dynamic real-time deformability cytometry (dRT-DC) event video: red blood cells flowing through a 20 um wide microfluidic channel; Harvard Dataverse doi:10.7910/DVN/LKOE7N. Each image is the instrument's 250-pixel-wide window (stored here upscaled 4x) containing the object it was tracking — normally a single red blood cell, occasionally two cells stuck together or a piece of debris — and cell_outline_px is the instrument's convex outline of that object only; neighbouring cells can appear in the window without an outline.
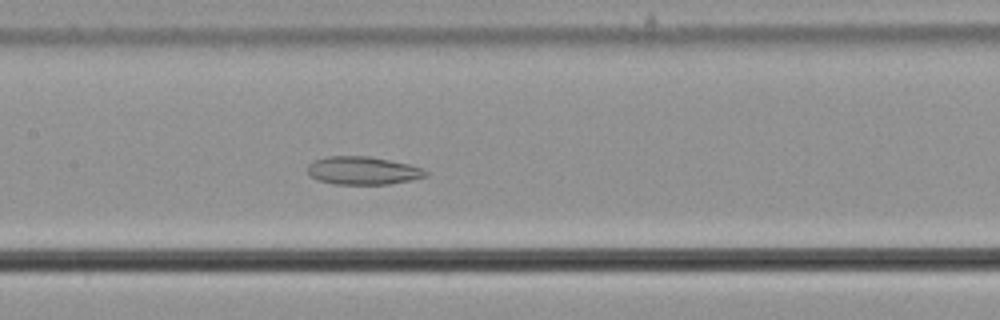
{"species": "common noctule bat (a hibernating species)", "species_latin": "Nyctalus noctula", "temperature_condition": "cold", "stored_images_in_passage": 57, "camera_frame_rate_fps": 3000, "um_per_image_px": 0.085, "animal": {"sex": "male", "body_mass_g": 21.5, "forearm_length_mm": 52.0}, "frame": {"image": 1, "passage_image": 28, "time_ms": 9.0, "image_size_px": [1000, 320], "cell_outline_px": [[428, 176], [412, 180], [388, 184], [332, 184], [316, 180], [308, 176], [308, 164], [316, 160], [328, 156], [368, 156], [408, 164], [424, 168], [428, 172]], "centroid_in_image_um": [30.84, 14.51], "position_along_channel_um": 176.6, "area_um2": 19.42}}
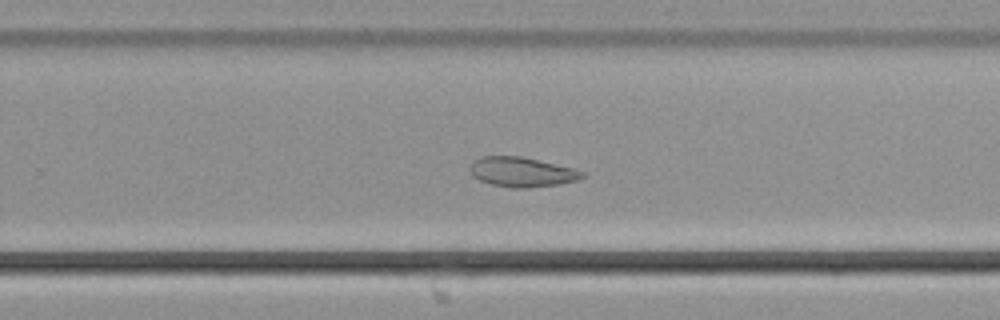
{"frame": {"image": 2, "passage_image": 37, "time_ms": 12.0, "image_size_px": [1000, 320], "cell_outline_px": [[584, 176], [576, 180], [560, 184], [528, 188], [512, 188], [492, 184], [480, 180], [472, 176], [468, 168], [472, 160], [480, 156], [520, 156], [572, 168], [584, 172]], "centroid_in_image_um": [44.29, 14.62], "position_along_channel_um": 285.5, "area_um2": 19.42}}
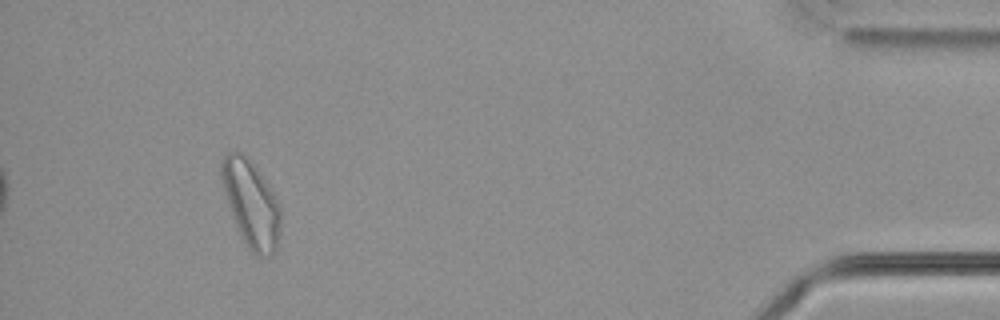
{"frame": {"image": 3, "passage_image": 53, "time_ms": 17.333, "image_size_px": [1000, 320], "cell_outline_px": [[280, 224], [276, 248], [268, 256], [256, 256], [248, 248], [236, 224], [224, 196], [220, 180], [220, 164], [224, 156], [228, 152], [244, 152], [252, 160], [280, 204]], "centroid_in_image_um": [21.31, 17.25], "position_along_channel_um": 413.9, "area_um2": 29.77}, "authors_computed_cell_mechanics": {"area_um2": 26.2412, "velocity_mm_per_s": 3.6355, "shape_relaxation_time_tau1_ms": null, "shape_relaxation_time_tau2_ms": 4.2213, "deformation_change_tau1": null, "deformation_change_tau2": 0.0779}}